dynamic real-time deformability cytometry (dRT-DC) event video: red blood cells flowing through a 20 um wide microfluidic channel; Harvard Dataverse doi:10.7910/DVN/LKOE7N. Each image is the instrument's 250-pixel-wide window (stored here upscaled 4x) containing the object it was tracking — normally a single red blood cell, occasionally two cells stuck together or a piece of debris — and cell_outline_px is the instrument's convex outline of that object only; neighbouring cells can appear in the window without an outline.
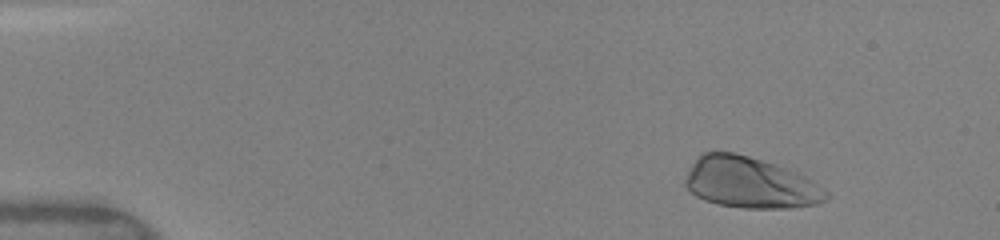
{"species": "human", "species_latin": "Homo sapiens", "temperature_condition": "warm", "stored_images_in_passage": 43, "camera_frame_rate_fps": 3000, "um_per_image_px": 0.085, "donor": {"sex": "female"}, "frame": {"image": 1, "passage_image": 5, "time_ms": 1.333, "image_size_px": [1000, 240], "cell_outline_px": [[832, 196], [816, 204], [792, 208], [740, 208], [720, 204], [704, 200], [696, 196], [684, 184], [684, 180], [696, 156], [700, 152], [736, 152], [788, 168], [804, 176], [824, 188]], "centroid_in_image_um": [63.76, 15.53], "position_along_channel_um": 21.2, "area_um2": 42.08}}
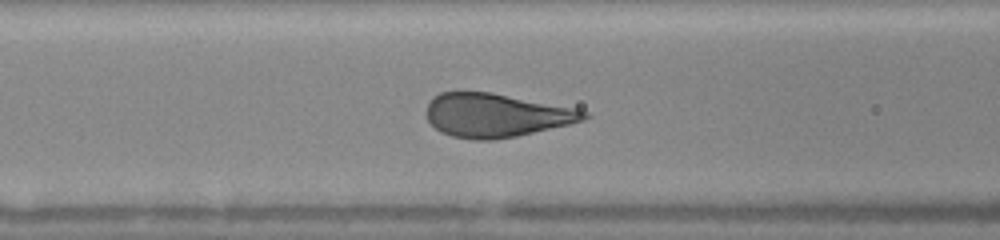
{"frame": {"image": 2, "passage_image": 20, "time_ms": 6.333, "image_size_px": [1000, 240], "cell_outline_px": [[592, 116], [584, 120], [568, 124], [516, 136], [492, 140], [472, 140], [452, 136], [440, 132], [428, 120], [428, 104], [432, 96], [440, 92], [492, 92], [576, 108], [588, 112]], "centroid_in_image_um": [42.17, 9.79], "position_along_channel_um": 124.4, "area_um2": 40.0}}
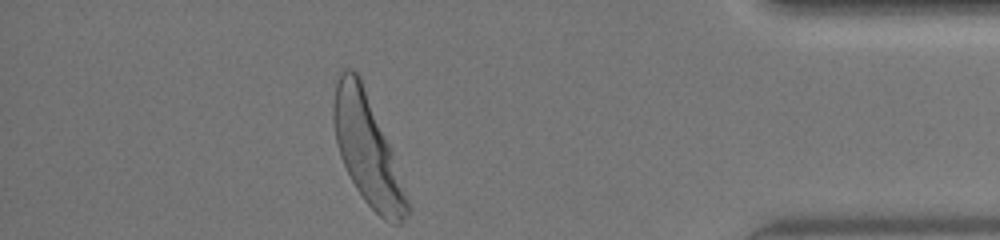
{"frame": {"image": 3, "passage_image": 43, "time_ms": 14.0, "image_size_px": [1000, 240], "cell_outline_px": [[412, 208], [408, 216], [400, 224], [392, 224], [384, 220], [364, 200], [356, 188], [340, 156], [336, 144], [332, 120], [332, 104], [336, 80], [340, 68], [352, 68], [360, 76], [392, 148]], "centroid_in_image_um": [31.23, 12.69], "position_along_channel_um": 404.0, "area_um2": 47.74}, "authors_computed_cell_mechanics": {"area_um2": 40.9224, "velocity_mm_per_s": 4.0834, "shape_relaxation_time_tau1_ms": 1.6398, "shape_relaxation_time_tau2_ms": null, "deformation_change_tau1": 0.1332, "deformation_change_tau2": null}}